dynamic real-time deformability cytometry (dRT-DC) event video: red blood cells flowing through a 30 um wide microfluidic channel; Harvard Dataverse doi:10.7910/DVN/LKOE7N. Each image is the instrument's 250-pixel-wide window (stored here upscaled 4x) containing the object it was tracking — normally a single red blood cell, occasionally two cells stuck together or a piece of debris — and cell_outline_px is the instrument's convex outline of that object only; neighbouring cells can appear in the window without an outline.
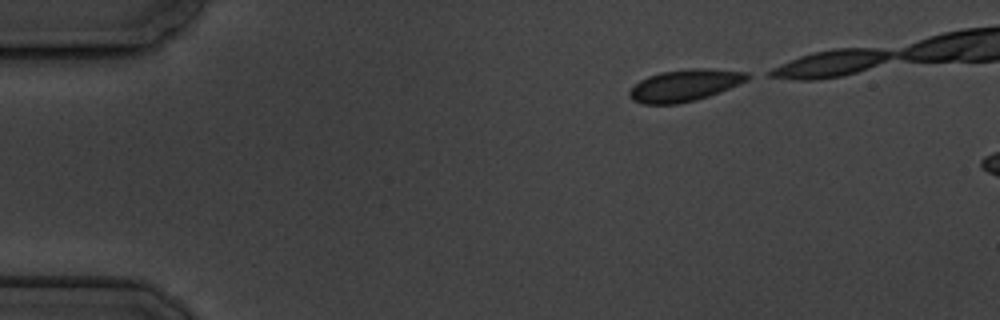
{"species": "common noctule bat (a hibernating species)", "species_latin": "Nyctalus noctula", "temperature_condition": "cold", "stored_images_in_passage": 3, "camera_frame_rate_fps": 3000, "um_per_image_px": 0.085, "animal": {"sex": "male", "body_mass_g": 19.5, "forearm_length_mm": 54.6}, "frame": {"image": 1, "passage_image": 1, "time_ms": 0.0, "image_size_px": [1000, 320], "cell_outline_px": [[756, 76], [748, 80], [720, 92], [696, 100], [676, 104], [644, 104], [632, 100], [628, 96], [628, 92], [640, 80], [648, 76], [660, 72], [692, 68], [712, 68], [748, 72]], "centroid_in_image_um": [58.26, 7.24], "position_along_channel_um": 26.7, "area_um2": 22.14}}